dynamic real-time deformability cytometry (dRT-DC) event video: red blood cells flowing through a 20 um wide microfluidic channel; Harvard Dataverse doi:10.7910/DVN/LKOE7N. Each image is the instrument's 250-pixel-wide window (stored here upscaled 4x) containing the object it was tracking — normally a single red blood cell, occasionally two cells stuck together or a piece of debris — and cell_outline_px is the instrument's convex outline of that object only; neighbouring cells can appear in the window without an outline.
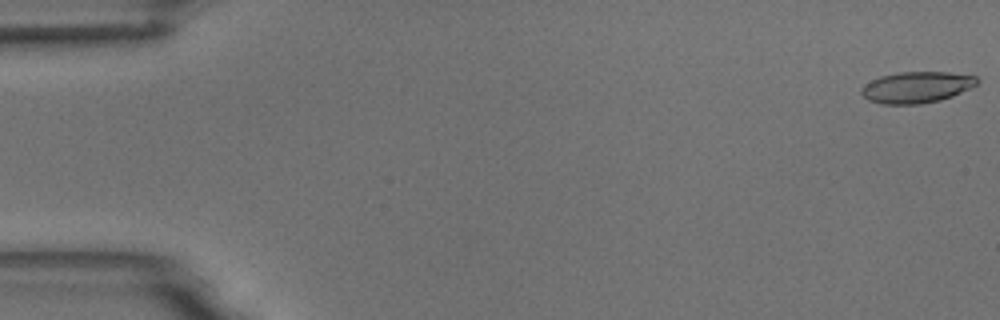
{"species": "common noctule bat (a hibernating species)", "species_latin": "Nyctalus noctula", "temperature_condition": "room temperature", "stored_images_in_passage": 11, "camera_frame_rate_fps": 3000, "um_per_image_px": 0.085, "animal": {"sex": "male", "body_mass_g": 18.8}, "frame": {"image": 1, "passage_image": 1, "time_ms": 0.0, "image_size_px": [1000, 320], "cell_outline_px": [[980, 80], [976, 84], [952, 96], [940, 100], [920, 104], [880, 104], [868, 100], [860, 92], [860, 88], [864, 84], [880, 76], [896, 72], [948, 72], [976, 76]], "centroid_in_image_um": [77.87, 7.41], "position_along_channel_um": 7.1, "area_um2": 21.1}}
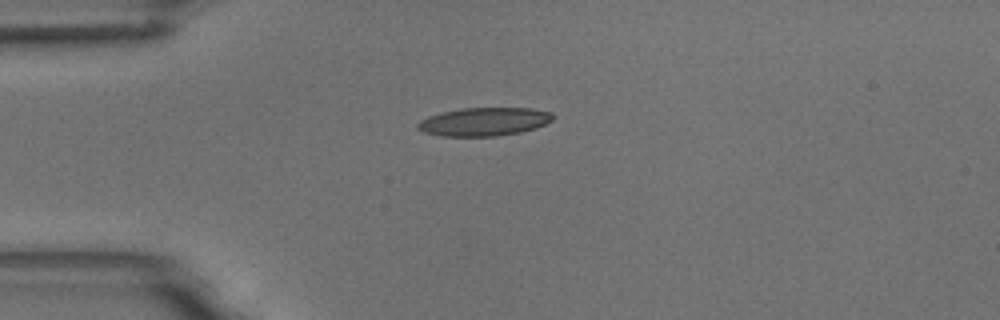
{"frame": {"image": 2, "passage_image": 4, "time_ms": 4.333, "image_size_px": [1000, 320], "cell_outline_px": [[552, 120], [536, 128], [520, 132], [496, 136], [440, 136], [424, 132], [416, 128], [416, 124], [420, 120], [428, 116], [460, 108], [532, 108], [552, 112]], "centroid_in_image_um": [41.12, 10.34], "position_along_channel_um": 43.9, "area_um2": 22.31}}
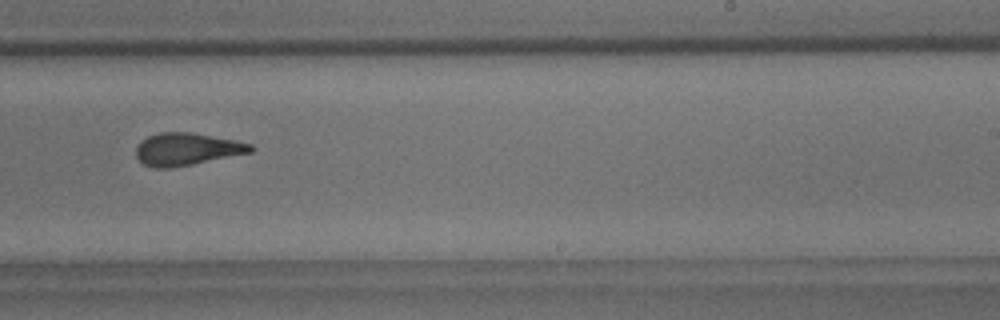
{"frame": {"image": 3, "passage_image": 10, "time_ms": 11.0, "image_size_px": [1000, 320], "cell_outline_px": [[256, 148], [252, 152], [172, 168], [152, 168], [144, 164], [136, 156], [136, 148], [140, 140], [148, 136], [160, 132], [192, 132], [236, 140], [252, 144]], "centroid_in_image_um": [15.88, 12.67], "position_along_channel_um": 273.1, "area_um2": 21.79}}